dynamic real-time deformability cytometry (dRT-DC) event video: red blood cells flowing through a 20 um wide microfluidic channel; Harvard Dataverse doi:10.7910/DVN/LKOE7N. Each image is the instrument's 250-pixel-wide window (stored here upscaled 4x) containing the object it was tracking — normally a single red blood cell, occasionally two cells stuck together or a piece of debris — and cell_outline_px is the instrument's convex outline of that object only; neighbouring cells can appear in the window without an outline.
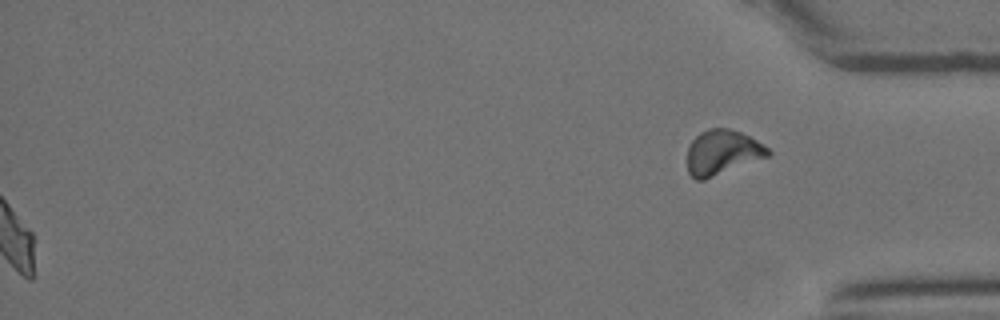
{"species": "Egyptian fruit bat (a non-hibernating species)", "species_latin": "Rousettus aegyptiacus", "temperature_condition": "room temperature", "stored_images_in_passage": 37, "segment_of_instrument_passage": [2, 2], "camera_frame_rate_fps": 3000, "um_per_image_px": 0.085, "animal": {"sex": "female"}, "frame": {"image": 1, "passage_image": 37, "time_ms": 12.0, "image_size_px": [1000, 320], "cell_outline_px": [[772, 152], [768, 156], [704, 180], [696, 180], [688, 172], [688, 148], [692, 140], [700, 132], [708, 128], [728, 128], [740, 132], [764, 144]], "centroid_in_image_um": [61.39, 12.94], "position_along_channel_um": 373.8, "area_um2": 20.92}}